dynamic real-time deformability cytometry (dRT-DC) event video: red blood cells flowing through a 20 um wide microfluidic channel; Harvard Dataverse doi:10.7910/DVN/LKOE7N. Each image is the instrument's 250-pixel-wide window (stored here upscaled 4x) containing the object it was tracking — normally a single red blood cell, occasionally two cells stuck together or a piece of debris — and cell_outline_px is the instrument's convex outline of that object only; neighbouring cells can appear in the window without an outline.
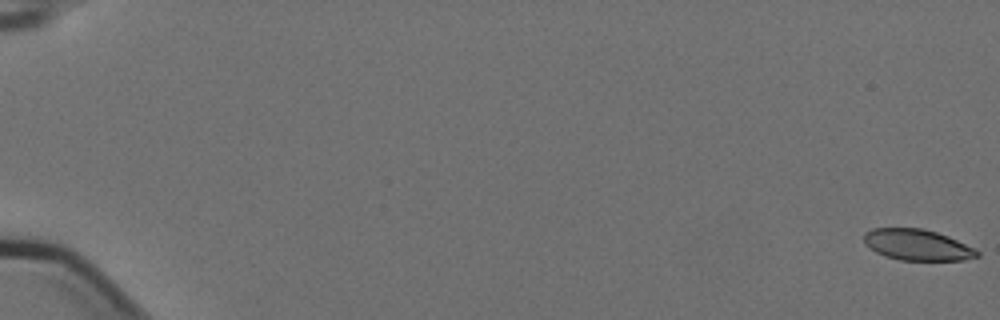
{"species": "Egyptian fruit bat (a non-hibernating species)", "species_latin": "Rousettus aegyptiacus", "temperature_condition": "cold", "stored_images_in_passage": 7, "camera_frame_rate_fps": 3000, "um_per_image_px": 0.085, "animal": {"sex": "female"}, "frame": {"image": 1, "passage_image": 1, "time_ms": 0.0, "image_size_px": [1000, 320], "cell_outline_px": [[980, 256], [964, 260], [900, 260], [884, 256], [876, 252], [864, 244], [864, 232], [872, 228], [920, 228], [936, 232], [948, 236], [980, 252]], "centroid_in_image_um": [77.93, 20.81], "position_along_channel_um": 7.1, "area_um2": 20.4}}
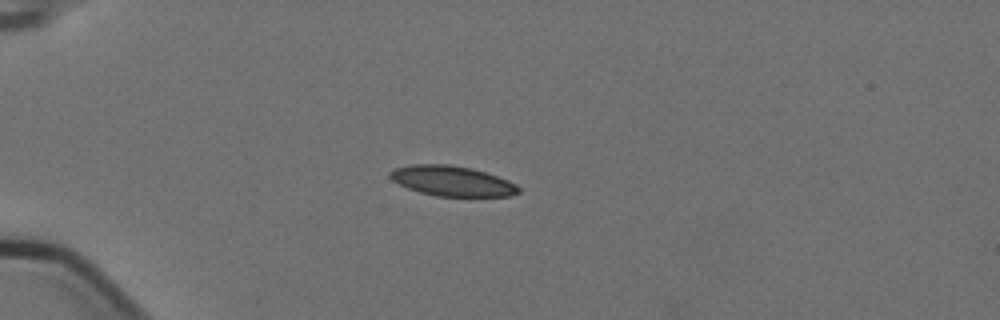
{"frame": {"image": 2, "passage_image": 5, "time_ms": 1.333, "image_size_px": [1000, 320], "cell_outline_px": [[520, 192], [512, 196], [436, 196], [420, 192], [408, 188], [392, 180], [388, 176], [388, 172], [396, 168], [412, 164], [448, 164], [472, 168], [508, 180], [516, 184], [520, 188]], "centroid_in_image_um": [38.42, 15.38], "position_along_channel_um": 46.6, "area_um2": 22.54}}
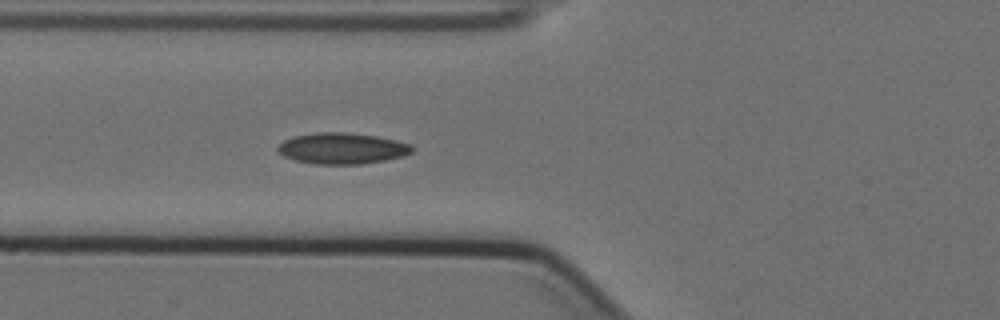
{"frame": {"image": 3, "passage_image": 7, "time_ms": 2.0, "image_size_px": [1000, 320], "cell_outline_px": [[412, 152], [404, 156], [384, 160], [360, 164], [316, 164], [296, 160], [284, 156], [276, 148], [284, 140], [292, 136], [316, 132], [344, 132], [376, 136], [396, 140], [412, 144]], "centroid_in_image_um": [29.08, 12.6], "position_along_channel_um": 96.7, "area_um2": 24.28}}